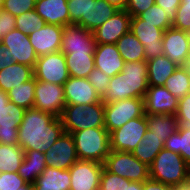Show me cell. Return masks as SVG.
I'll use <instances>...</instances> for the list:
<instances>
[{"label": "cell", "mask_w": 190, "mask_h": 190, "mask_svg": "<svg viewBox=\"0 0 190 190\" xmlns=\"http://www.w3.org/2000/svg\"><path fill=\"white\" fill-rule=\"evenodd\" d=\"M130 31L143 44L145 49V61H150L164 55L163 34L164 30L153 26L140 19L138 16L131 17Z\"/></svg>", "instance_id": "8fae6325"}, {"label": "cell", "mask_w": 190, "mask_h": 190, "mask_svg": "<svg viewBox=\"0 0 190 190\" xmlns=\"http://www.w3.org/2000/svg\"><path fill=\"white\" fill-rule=\"evenodd\" d=\"M68 0H36L35 11L47 24L65 26L70 24Z\"/></svg>", "instance_id": "cb8c5ba5"}, {"label": "cell", "mask_w": 190, "mask_h": 190, "mask_svg": "<svg viewBox=\"0 0 190 190\" xmlns=\"http://www.w3.org/2000/svg\"><path fill=\"white\" fill-rule=\"evenodd\" d=\"M63 26L47 24L30 33L31 42L38 57L60 51Z\"/></svg>", "instance_id": "44dd1931"}, {"label": "cell", "mask_w": 190, "mask_h": 190, "mask_svg": "<svg viewBox=\"0 0 190 190\" xmlns=\"http://www.w3.org/2000/svg\"><path fill=\"white\" fill-rule=\"evenodd\" d=\"M46 166L60 170L69 169L79 160L71 134L64 132L45 152Z\"/></svg>", "instance_id": "9a60e30c"}, {"label": "cell", "mask_w": 190, "mask_h": 190, "mask_svg": "<svg viewBox=\"0 0 190 190\" xmlns=\"http://www.w3.org/2000/svg\"><path fill=\"white\" fill-rule=\"evenodd\" d=\"M95 67L113 77L123 70L125 61L116 44H97L94 53Z\"/></svg>", "instance_id": "603a6c76"}, {"label": "cell", "mask_w": 190, "mask_h": 190, "mask_svg": "<svg viewBox=\"0 0 190 190\" xmlns=\"http://www.w3.org/2000/svg\"><path fill=\"white\" fill-rule=\"evenodd\" d=\"M145 115L143 98H127L104 104V126L110 133L129 120Z\"/></svg>", "instance_id": "ba28073f"}, {"label": "cell", "mask_w": 190, "mask_h": 190, "mask_svg": "<svg viewBox=\"0 0 190 190\" xmlns=\"http://www.w3.org/2000/svg\"><path fill=\"white\" fill-rule=\"evenodd\" d=\"M184 67L187 69L188 74L190 75V55L187 58L186 64Z\"/></svg>", "instance_id": "9f6ffc18"}, {"label": "cell", "mask_w": 190, "mask_h": 190, "mask_svg": "<svg viewBox=\"0 0 190 190\" xmlns=\"http://www.w3.org/2000/svg\"><path fill=\"white\" fill-rule=\"evenodd\" d=\"M94 53H67L65 60L69 76L76 78H88L95 68Z\"/></svg>", "instance_id": "f546056e"}, {"label": "cell", "mask_w": 190, "mask_h": 190, "mask_svg": "<svg viewBox=\"0 0 190 190\" xmlns=\"http://www.w3.org/2000/svg\"><path fill=\"white\" fill-rule=\"evenodd\" d=\"M164 148L163 138L147 129L143 139L131 152L142 163L150 166L157 154Z\"/></svg>", "instance_id": "f1b7e54d"}, {"label": "cell", "mask_w": 190, "mask_h": 190, "mask_svg": "<svg viewBox=\"0 0 190 190\" xmlns=\"http://www.w3.org/2000/svg\"><path fill=\"white\" fill-rule=\"evenodd\" d=\"M33 77V67L14 62L0 71V89L7 93L13 87H17Z\"/></svg>", "instance_id": "484cf974"}, {"label": "cell", "mask_w": 190, "mask_h": 190, "mask_svg": "<svg viewBox=\"0 0 190 190\" xmlns=\"http://www.w3.org/2000/svg\"><path fill=\"white\" fill-rule=\"evenodd\" d=\"M178 103L164 86H149L144 97L145 114H176Z\"/></svg>", "instance_id": "7402d4cb"}, {"label": "cell", "mask_w": 190, "mask_h": 190, "mask_svg": "<svg viewBox=\"0 0 190 190\" xmlns=\"http://www.w3.org/2000/svg\"><path fill=\"white\" fill-rule=\"evenodd\" d=\"M131 15L125 9H119L107 19L99 28L93 31L97 44H116V42L130 31Z\"/></svg>", "instance_id": "e0dca14e"}, {"label": "cell", "mask_w": 190, "mask_h": 190, "mask_svg": "<svg viewBox=\"0 0 190 190\" xmlns=\"http://www.w3.org/2000/svg\"><path fill=\"white\" fill-rule=\"evenodd\" d=\"M111 5H114L118 9H125L128 0H106Z\"/></svg>", "instance_id": "816d5d0a"}, {"label": "cell", "mask_w": 190, "mask_h": 190, "mask_svg": "<svg viewBox=\"0 0 190 190\" xmlns=\"http://www.w3.org/2000/svg\"><path fill=\"white\" fill-rule=\"evenodd\" d=\"M9 101L14 104L21 106L25 109H30L34 107L35 98V78L19 84L10 89L8 92Z\"/></svg>", "instance_id": "d590c367"}, {"label": "cell", "mask_w": 190, "mask_h": 190, "mask_svg": "<svg viewBox=\"0 0 190 190\" xmlns=\"http://www.w3.org/2000/svg\"><path fill=\"white\" fill-rule=\"evenodd\" d=\"M104 164L77 160L70 168V190H99Z\"/></svg>", "instance_id": "4fadbf2b"}, {"label": "cell", "mask_w": 190, "mask_h": 190, "mask_svg": "<svg viewBox=\"0 0 190 190\" xmlns=\"http://www.w3.org/2000/svg\"><path fill=\"white\" fill-rule=\"evenodd\" d=\"M153 4H155V0H128L125 10L131 17H136L150 8Z\"/></svg>", "instance_id": "f6af8a7d"}, {"label": "cell", "mask_w": 190, "mask_h": 190, "mask_svg": "<svg viewBox=\"0 0 190 190\" xmlns=\"http://www.w3.org/2000/svg\"><path fill=\"white\" fill-rule=\"evenodd\" d=\"M33 72L36 80L62 86L69 79L65 56L61 51L38 57Z\"/></svg>", "instance_id": "30bf717a"}, {"label": "cell", "mask_w": 190, "mask_h": 190, "mask_svg": "<svg viewBox=\"0 0 190 190\" xmlns=\"http://www.w3.org/2000/svg\"><path fill=\"white\" fill-rule=\"evenodd\" d=\"M111 77L103 73L98 68H94L89 74L88 80L99 93L100 96L107 90Z\"/></svg>", "instance_id": "ee69618b"}, {"label": "cell", "mask_w": 190, "mask_h": 190, "mask_svg": "<svg viewBox=\"0 0 190 190\" xmlns=\"http://www.w3.org/2000/svg\"><path fill=\"white\" fill-rule=\"evenodd\" d=\"M15 29V16L0 8V43L3 36Z\"/></svg>", "instance_id": "bcb514c9"}, {"label": "cell", "mask_w": 190, "mask_h": 190, "mask_svg": "<svg viewBox=\"0 0 190 190\" xmlns=\"http://www.w3.org/2000/svg\"><path fill=\"white\" fill-rule=\"evenodd\" d=\"M116 46L125 63L145 60L144 46L131 31L124 34L116 42Z\"/></svg>", "instance_id": "1f68e13d"}, {"label": "cell", "mask_w": 190, "mask_h": 190, "mask_svg": "<svg viewBox=\"0 0 190 190\" xmlns=\"http://www.w3.org/2000/svg\"><path fill=\"white\" fill-rule=\"evenodd\" d=\"M147 65L149 86H164L167 78L173 74L178 67V65L165 55L147 61Z\"/></svg>", "instance_id": "83f0119b"}, {"label": "cell", "mask_w": 190, "mask_h": 190, "mask_svg": "<svg viewBox=\"0 0 190 190\" xmlns=\"http://www.w3.org/2000/svg\"><path fill=\"white\" fill-rule=\"evenodd\" d=\"M44 25L45 22L35 9L15 17V28L26 35L42 28Z\"/></svg>", "instance_id": "74e56055"}, {"label": "cell", "mask_w": 190, "mask_h": 190, "mask_svg": "<svg viewBox=\"0 0 190 190\" xmlns=\"http://www.w3.org/2000/svg\"><path fill=\"white\" fill-rule=\"evenodd\" d=\"M25 151L20 145H6L0 143V173L18 172L24 158Z\"/></svg>", "instance_id": "d6a6232c"}, {"label": "cell", "mask_w": 190, "mask_h": 190, "mask_svg": "<svg viewBox=\"0 0 190 190\" xmlns=\"http://www.w3.org/2000/svg\"><path fill=\"white\" fill-rule=\"evenodd\" d=\"M124 190H142V183L124 178Z\"/></svg>", "instance_id": "f907efd6"}, {"label": "cell", "mask_w": 190, "mask_h": 190, "mask_svg": "<svg viewBox=\"0 0 190 190\" xmlns=\"http://www.w3.org/2000/svg\"><path fill=\"white\" fill-rule=\"evenodd\" d=\"M1 43L8 48V53L12 55L15 63L34 68L38 55L29 41V35L15 28L2 37Z\"/></svg>", "instance_id": "2e32d148"}, {"label": "cell", "mask_w": 190, "mask_h": 190, "mask_svg": "<svg viewBox=\"0 0 190 190\" xmlns=\"http://www.w3.org/2000/svg\"><path fill=\"white\" fill-rule=\"evenodd\" d=\"M64 132L60 118L33 107L26 109L18 128V145L45 153Z\"/></svg>", "instance_id": "6da1fadb"}, {"label": "cell", "mask_w": 190, "mask_h": 190, "mask_svg": "<svg viewBox=\"0 0 190 190\" xmlns=\"http://www.w3.org/2000/svg\"><path fill=\"white\" fill-rule=\"evenodd\" d=\"M178 129H190V92L179 99L176 112Z\"/></svg>", "instance_id": "60d3db41"}, {"label": "cell", "mask_w": 190, "mask_h": 190, "mask_svg": "<svg viewBox=\"0 0 190 190\" xmlns=\"http://www.w3.org/2000/svg\"><path fill=\"white\" fill-rule=\"evenodd\" d=\"M63 89L66 104L88 106L101 101V96L94 89L88 78L69 76V79L63 84Z\"/></svg>", "instance_id": "ffe728a7"}, {"label": "cell", "mask_w": 190, "mask_h": 190, "mask_svg": "<svg viewBox=\"0 0 190 190\" xmlns=\"http://www.w3.org/2000/svg\"><path fill=\"white\" fill-rule=\"evenodd\" d=\"M64 131L73 133L88 128L104 126V103H92L88 106L81 104H66L60 116Z\"/></svg>", "instance_id": "8992f818"}, {"label": "cell", "mask_w": 190, "mask_h": 190, "mask_svg": "<svg viewBox=\"0 0 190 190\" xmlns=\"http://www.w3.org/2000/svg\"><path fill=\"white\" fill-rule=\"evenodd\" d=\"M180 3L181 0H155V4L166 11V13H168V17L172 21L176 16V12Z\"/></svg>", "instance_id": "7dc6e473"}, {"label": "cell", "mask_w": 190, "mask_h": 190, "mask_svg": "<svg viewBox=\"0 0 190 190\" xmlns=\"http://www.w3.org/2000/svg\"><path fill=\"white\" fill-rule=\"evenodd\" d=\"M164 55L178 66H184L190 55L189 32L168 28L163 34Z\"/></svg>", "instance_id": "ac0fdd59"}, {"label": "cell", "mask_w": 190, "mask_h": 190, "mask_svg": "<svg viewBox=\"0 0 190 190\" xmlns=\"http://www.w3.org/2000/svg\"><path fill=\"white\" fill-rule=\"evenodd\" d=\"M147 128L160 138L163 143L178 130V119L175 114H146Z\"/></svg>", "instance_id": "4dcf8cb0"}, {"label": "cell", "mask_w": 190, "mask_h": 190, "mask_svg": "<svg viewBox=\"0 0 190 190\" xmlns=\"http://www.w3.org/2000/svg\"><path fill=\"white\" fill-rule=\"evenodd\" d=\"M4 0H0V8H2Z\"/></svg>", "instance_id": "6f0895ef"}, {"label": "cell", "mask_w": 190, "mask_h": 190, "mask_svg": "<svg viewBox=\"0 0 190 190\" xmlns=\"http://www.w3.org/2000/svg\"><path fill=\"white\" fill-rule=\"evenodd\" d=\"M147 129L146 114L129 120L109 133L111 150L131 153L143 139Z\"/></svg>", "instance_id": "9c48e42d"}, {"label": "cell", "mask_w": 190, "mask_h": 190, "mask_svg": "<svg viewBox=\"0 0 190 190\" xmlns=\"http://www.w3.org/2000/svg\"><path fill=\"white\" fill-rule=\"evenodd\" d=\"M36 0H4L2 9L15 17L35 9Z\"/></svg>", "instance_id": "ab89813d"}, {"label": "cell", "mask_w": 190, "mask_h": 190, "mask_svg": "<svg viewBox=\"0 0 190 190\" xmlns=\"http://www.w3.org/2000/svg\"><path fill=\"white\" fill-rule=\"evenodd\" d=\"M13 63L14 61L12 55L8 53V48L4 47V45L0 43V71Z\"/></svg>", "instance_id": "681fc988"}, {"label": "cell", "mask_w": 190, "mask_h": 190, "mask_svg": "<svg viewBox=\"0 0 190 190\" xmlns=\"http://www.w3.org/2000/svg\"><path fill=\"white\" fill-rule=\"evenodd\" d=\"M148 65L145 60L126 62L123 70L111 77L101 96L104 104L127 98H143L148 89Z\"/></svg>", "instance_id": "7a4b0ae2"}, {"label": "cell", "mask_w": 190, "mask_h": 190, "mask_svg": "<svg viewBox=\"0 0 190 190\" xmlns=\"http://www.w3.org/2000/svg\"><path fill=\"white\" fill-rule=\"evenodd\" d=\"M26 183L18 172L0 173V190H17Z\"/></svg>", "instance_id": "7bdbcfd3"}, {"label": "cell", "mask_w": 190, "mask_h": 190, "mask_svg": "<svg viewBox=\"0 0 190 190\" xmlns=\"http://www.w3.org/2000/svg\"><path fill=\"white\" fill-rule=\"evenodd\" d=\"M164 149L178 153L190 166V129H178L164 142Z\"/></svg>", "instance_id": "836d02e7"}, {"label": "cell", "mask_w": 190, "mask_h": 190, "mask_svg": "<svg viewBox=\"0 0 190 190\" xmlns=\"http://www.w3.org/2000/svg\"><path fill=\"white\" fill-rule=\"evenodd\" d=\"M17 190H33V184L26 183L22 187L18 188Z\"/></svg>", "instance_id": "11a10c76"}, {"label": "cell", "mask_w": 190, "mask_h": 190, "mask_svg": "<svg viewBox=\"0 0 190 190\" xmlns=\"http://www.w3.org/2000/svg\"><path fill=\"white\" fill-rule=\"evenodd\" d=\"M164 87L176 98L181 99L190 92V75L184 66L177 69L165 81Z\"/></svg>", "instance_id": "e575fe53"}, {"label": "cell", "mask_w": 190, "mask_h": 190, "mask_svg": "<svg viewBox=\"0 0 190 190\" xmlns=\"http://www.w3.org/2000/svg\"><path fill=\"white\" fill-rule=\"evenodd\" d=\"M138 17L164 31L172 27V20L168 17V13L156 4L139 14Z\"/></svg>", "instance_id": "8d00e7d4"}, {"label": "cell", "mask_w": 190, "mask_h": 190, "mask_svg": "<svg viewBox=\"0 0 190 190\" xmlns=\"http://www.w3.org/2000/svg\"><path fill=\"white\" fill-rule=\"evenodd\" d=\"M67 5L70 24H78L90 32L119 10L106 0H70Z\"/></svg>", "instance_id": "3957f363"}, {"label": "cell", "mask_w": 190, "mask_h": 190, "mask_svg": "<svg viewBox=\"0 0 190 190\" xmlns=\"http://www.w3.org/2000/svg\"><path fill=\"white\" fill-rule=\"evenodd\" d=\"M79 160L103 164L111 153L109 132L105 127L88 128L71 133Z\"/></svg>", "instance_id": "5b68a950"}, {"label": "cell", "mask_w": 190, "mask_h": 190, "mask_svg": "<svg viewBox=\"0 0 190 190\" xmlns=\"http://www.w3.org/2000/svg\"><path fill=\"white\" fill-rule=\"evenodd\" d=\"M33 190H70L69 169L46 167L33 183Z\"/></svg>", "instance_id": "d4e9b609"}, {"label": "cell", "mask_w": 190, "mask_h": 190, "mask_svg": "<svg viewBox=\"0 0 190 190\" xmlns=\"http://www.w3.org/2000/svg\"><path fill=\"white\" fill-rule=\"evenodd\" d=\"M175 190H190V178L184 182H181Z\"/></svg>", "instance_id": "db71d44e"}, {"label": "cell", "mask_w": 190, "mask_h": 190, "mask_svg": "<svg viewBox=\"0 0 190 190\" xmlns=\"http://www.w3.org/2000/svg\"><path fill=\"white\" fill-rule=\"evenodd\" d=\"M99 190H124V178L103 168Z\"/></svg>", "instance_id": "b9f144b4"}, {"label": "cell", "mask_w": 190, "mask_h": 190, "mask_svg": "<svg viewBox=\"0 0 190 190\" xmlns=\"http://www.w3.org/2000/svg\"><path fill=\"white\" fill-rule=\"evenodd\" d=\"M26 109L9 101L0 109V143L18 145V128Z\"/></svg>", "instance_id": "d6986e66"}, {"label": "cell", "mask_w": 190, "mask_h": 190, "mask_svg": "<svg viewBox=\"0 0 190 190\" xmlns=\"http://www.w3.org/2000/svg\"><path fill=\"white\" fill-rule=\"evenodd\" d=\"M65 105L62 85L35 79L34 108L60 118Z\"/></svg>", "instance_id": "7c38bea8"}, {"label": "cell", "mask_w": 190, "mask_h": 190, "mask_svg": "<svg viewBox=\"0 0 190 190\" xmlns=\"http://www.w3.org/2000/svg\"><path fill=\"white\" fill-rule=\"evenodd\" d=\"M142 190H175V187L149 178L142 183Z\"/></svg>", "instance_id": "c3c4849f"}, {"label": "cell", "mask_w": 190, "mask_h": 190, "mask_svg": "<svg viewBox=\"0 0 190 190\" xmlns=\"http://www.w3.org/2000/svg\"><path fill=\"white\" fill-rule=\"evenodd\" d=\"M9 102L8 94L0 89V109Z\"/></svg>", "instance_id": "f5cc1de1"}, {"label": "cell", "mask_w": 190, "mask_h": 190, "mask_svg": "<svg viewBox=\"0 0 190 190\" xmlns=\"http://www.w3.org/2000/svg\"><path fill=\"white\" fill-rule=\"evenodd\" d=\"M45 153L37 150H27L18 170V174L27 182L33 184L37 177L42 174L46 166Z\"/></svg>", "instance_id": "4316f807"}, {"label": "cell", "mask_w": 190, "mask_h": 190, "mask_svg": "<svg viewBox=\"0 0 190 190\" xmlns=\"http://www.w3.org/2000/svg\"><path fill=\"white\" fill-rule=\"evenodd\" d=\"M96 40L93 32L81 27L78 24L63 26L62 43L60 51L67 53L95 52Z\"/></svg>", "instance_id": "5bb4252c"}, {"label": "cell", "mask_w": 190, "mask_h": 190, "mask_svg": "<svg viewBox=\"0 0 190 190\" xmlns=\"http://www.w3.org/2000/svg\"><path fill=\"white\" fill-rule=\"evenodd\" d=\"M172 27L186 32L190 31V0H181L172 21Z\"/></svg>", "instance_id": "f35d334b"}, {"label": "cell", "mask_w": 190, "mask_h": 190, "mask_svg": "<svg viewBox=\"0 0 190 190\" xmlns=\"http://www.w3.org/2000/svg\"><path fill=\"white\" fill-rule=\"evenodd\" d=\"M103 164L110 173L130 181L143 183L150 178L149 166L130 152L111 151Z\"/></svg>", "instance_id": "52a82bcc"}, {"label": "cell", "mask_w": 190, "mask_h": 190, "mask_svg": "<svg viewBox=\"0 0 190 190\" xmlns=\"http://www.w3.org/2000/svg\"><path fill=\"white\" fill-rule=\"evenodd\" d=\"M150 179L177 187L190 178V166L178 153L162 149L149 166Z\"/></svg>", "instance_id": "277c9868"}]
</instances>
